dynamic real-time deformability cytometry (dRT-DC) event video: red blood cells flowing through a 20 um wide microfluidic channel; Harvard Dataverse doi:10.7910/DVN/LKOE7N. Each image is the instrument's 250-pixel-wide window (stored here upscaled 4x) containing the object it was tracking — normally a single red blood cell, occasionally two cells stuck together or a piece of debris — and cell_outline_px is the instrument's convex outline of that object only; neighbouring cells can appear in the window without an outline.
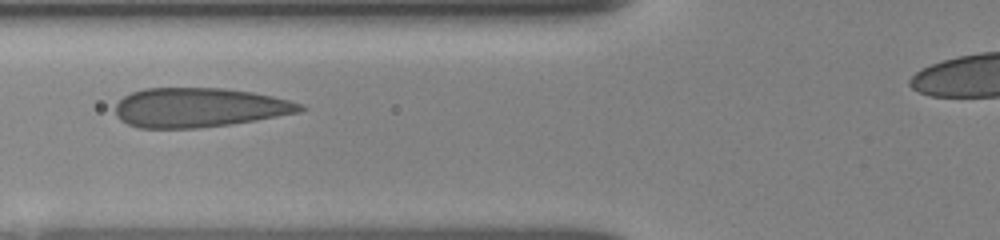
{"species": "human", "species_latin": "Homo sapiens", "temperature_condition": "room temperature", "stored_images_in_passage": 10, "camera_frame_rate_fps": 3000, "um_per_image_px": 0.085, "donor": {"sex": "female"}, "frame": {"image": 1, "passage_image": 3, "time_ms": 2.333, "image_size_px": [1000, 240], "cell_outline_px": [[308, 108], [300, 112], [256, 120], [232, 124], [196, 128], [140, 128], [128, 124], [120, 120], [116, 116], [116, 104], [124, 96], [132, 92], [144, 88], [224, 88], [252, 92], [272, 96], [288, 100], [300, 104]], "centroid_in_image_um": [16.92, 9.14], "position_along_channel_um": 108.9, "area_um2": 42.37}}
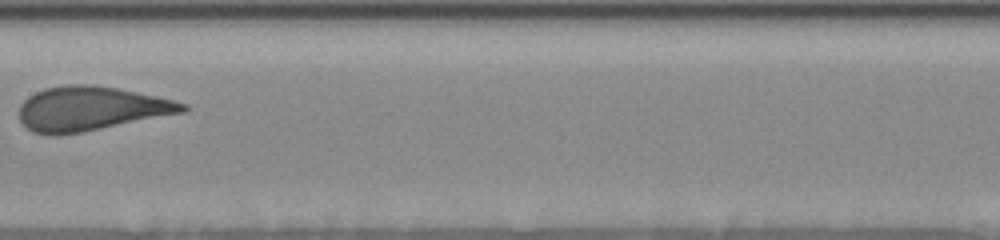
{"frame": {"image": 2, "passage_image": 6, "time_ms": 4.667, "image_size_px": [1000, 240], "cell_outline_px": [[188, 108], [184, 112], [60, 136], [48, 136], [32, 132], [20, 120], [20, 104], [28, 96], [36, 92], [48, 88], [64, 84], [92, 84], [116, 88], [156, 96], [188, 104]], "centroid_in_image_um": [7.68, 9.24], "position_along_channel_um": 199.7, "area_um2": 41.91}}
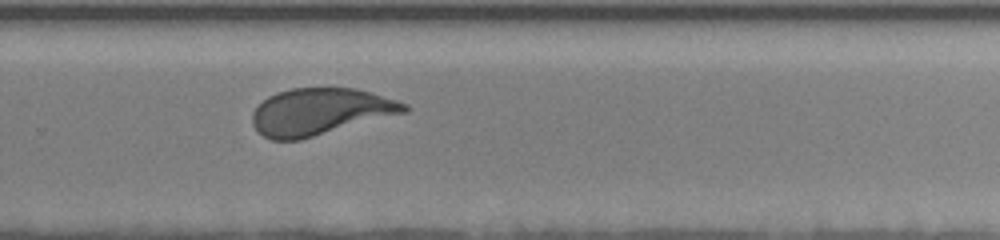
{"frame": {"image": 3, "passage_image": 10, "time_ms": 7.333, "image_size_px": [1000, 240], "cell_outline_px": [[408, 112], [300, 140], [272, 140], [264, 136], [252, 124], [252, 112], [268, 96], [276, 92], [292, 88], [356, 88], [372, 92], [408, 104]], "centroid_in_image_um": [27.23, 9.49], "position_along_channel_um": 302.6, "area_um2": 41.44}}